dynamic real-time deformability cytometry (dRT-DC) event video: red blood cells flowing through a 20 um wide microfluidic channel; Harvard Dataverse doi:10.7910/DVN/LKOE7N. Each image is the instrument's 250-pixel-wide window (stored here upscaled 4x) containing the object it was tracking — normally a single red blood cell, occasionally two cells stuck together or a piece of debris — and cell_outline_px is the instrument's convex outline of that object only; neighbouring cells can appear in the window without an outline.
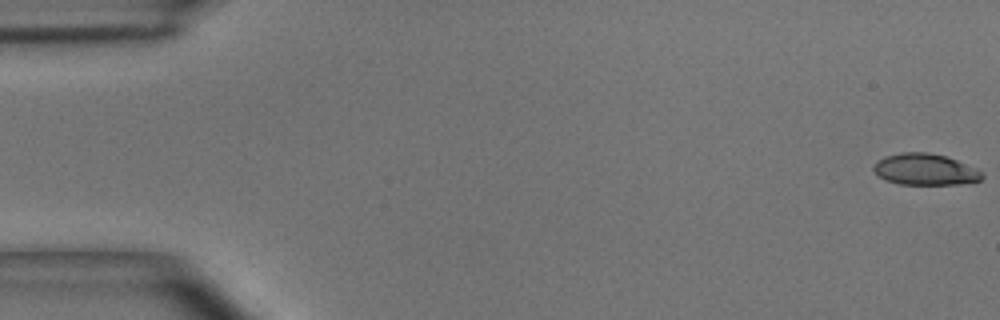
{"species": "common noctule bat (a hibernating species)", "species_latin": "Nyctalus noctula", "temperature_condition": "room temperature", "stored_images_in_passage": 51, "camera_frame_rate_fps": 3000, "um_per_image_px": 0.085, "animal": {"sex": "male", "body_mass_g": 15.6}, "frame": {"image": 1, "passage_image": 1, "time_ms": 0.0, "image_size_px": [1000, 320], "cell_outline_px": [[984, 176], [980, 180], [960, 184], [900, 184], [888, 180], [880, 176], [872, 168], [884, 156], [900, 152], [928, 152], [944, 156], [956, 160], [976, 168]], "centroid_in_image_um": [78.65, 14.39], "position_along_channel_um": 6.4, "area_um2": 19.48}}
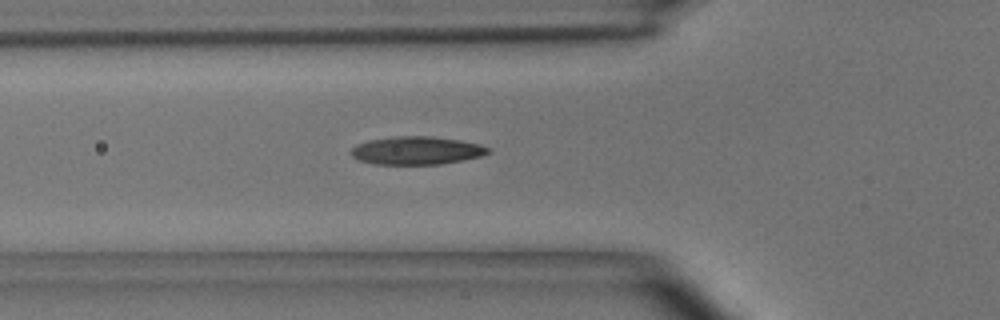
{"frame": {"image": 2, "passage_image": 18, "time_ms": 5.667, "image_size_px": [1000, 320], "cell_outline_px": [[492, 152], [480, 156], [440, 164], [376, 164], [356, 160], [352, 156], [352, 148], [356, 144], [368, 140], [396, 136], [432, 136], [460, 140], [480, 144], [492, 148]], "centroid_in_image_um": [35.42, 12.79], "position_along_channel_um": 90.4, "area_um2": 22.48}}
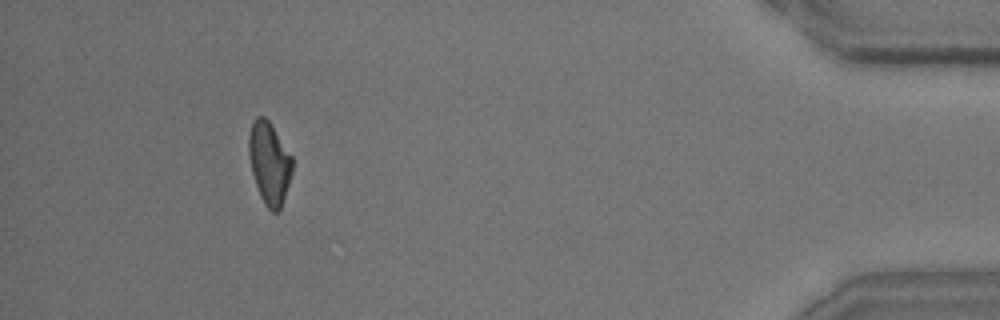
{"frame": {"image": 3, "passage_image": 47, "time_ms": 15.333, "image_size_px": [1000, 320], "cell_outline_px": [[292, 172], [280, 208], [276, 212], [272, 212], [264, 204], [260, 196], [252, 172], [248, 152], [248, 136], [252, 120], [256, 116], [264, 116], [268, 120], [292, 156]], "centroid_in_image_um": [22.87, 13.82], "position_along_channel_um": 412.3, "area_um2": 20.63}, "authors_computed_cell_mechanics": {"area_um2": 21.2126, "velocity_mm_per_s": 3.957, "shape_relaxation_time_tau1_ms": 7.2668, "shape_relaxation_time_tau2_ms": 4.0394, "deformation_change_tau1": 0.1828, "deformation_change_tau2": 0.1067}}